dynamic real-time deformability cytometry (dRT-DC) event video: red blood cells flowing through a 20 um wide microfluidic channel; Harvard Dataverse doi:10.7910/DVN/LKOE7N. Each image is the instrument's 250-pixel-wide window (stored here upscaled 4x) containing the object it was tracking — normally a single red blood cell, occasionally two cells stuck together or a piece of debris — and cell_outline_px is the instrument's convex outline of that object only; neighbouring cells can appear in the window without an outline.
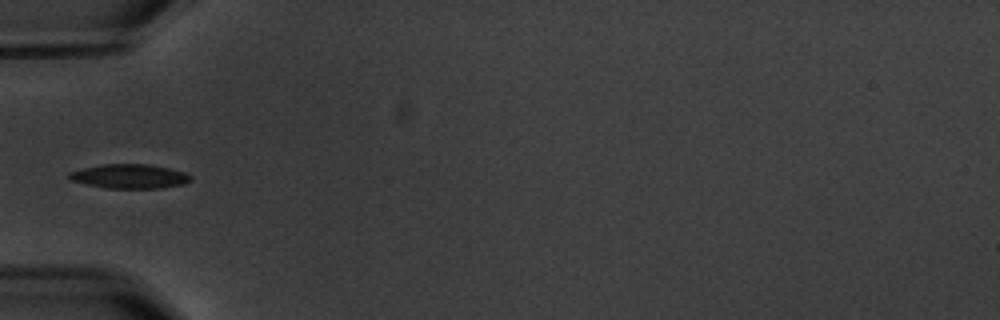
{"species": "common noctule bat (a hibernating species)", "species_latin": "Nyctalus noctula", "temperature_condition": "warm", "stored_images_in_passage": 5, "camera_frame_rate_fps": 3000, "um_per_image_px": 0.085, "animal": {"sex": "male", "body_mass_g": 20.1, "forearm_length_mm": 53.5}, "frame": {"image": 1, "passage_image": 5, "time_ms": 4.667, "image_size_px": [1000, 320], "cell_outline_px": [[192, 180], [184, 184], [160, 188], [104, 188], [68, 180], [68, 172], [84, 168], [104, 164], [148, 164], [168, 168], [184, 172], [192, 176]], "centroid_in_image_um": [11.0, 14.99], "position_along_channel_um": 74.0, "area_um2": 17.22}}